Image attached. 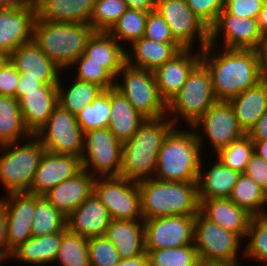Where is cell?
I'll list each match as a JSON object with an SVG mask.
<instances>
[{
  "mask_svg": "<svg viewBox=\"0 0 267 266\" xmlns=\"http://www.w3.org/2000/svg\"><path fill=\"white\" fill-rule=\"evenodd\" d=\"M216 49L210 44L204 47L201 62L210 73L218 101H230L261 82L258 50L221 48L219 53Z\"/></svg>",
  "mask_w": 267,
  "mask_h": 266,
  "instance_id": "obj_1",
  "label": "cell"
},
{
  "mask_svg": "<svg viewBox=\"0 0 267 266\" xmlns=\"http://www.w3.org/2000/svg\"><path fill=\"white\" fill-rule=\"evenodd\" d=\"M174 127L166 116L146 118L137 132L123 143L120 176L137 183L152 179L163 141Z\"/></svg>",
  "mask_w": 267,
  "mask_h": 266,
  "instance_id": "obj_2",
  "label": "cell"
},
{
  "mask_svg": "<svg viewBox=\"0 0 267 266\" xmlns=\"http://www.w3.org/2000/svg\"><path fill=\"white\" fill-rule=\"evenodd\" d=\"M176 128L163 141L153 178L173 182L197 181L204 137L193 128L190 132Z\"/></svg>",
  "mask_w": 267,
  "mask_h": 266,
  "instance_id": "obj_3",
  "label": "cell"
},
{
  "mask_svg": "<svg viewBox=\"0 0 267 266\" xmlns=\"http://www.w3.org/2000/svg\"><path fill=\"white\" fill-rule=\"evenodd\" d=\"M143 220L156 217L197 215V181L173 182L155 178L138 182Z\"/></svg>",
  "mask_w": 267,
  "mask_h": 266,
  "instance_id": "obj_4",
  "label": "cell"
},
{
  "mask_svg": "<svg viewBox=\"0 0 267 266\" xmlns=\"http://www.w3.org/2000/svg\"><path fill=\"white\" fill-rule=\"evenodd\" d=\"M94 32L89 24L51 22L36 18L32 40L64 71L72 67L84 53L88 39Z\"/></svg>",
  "mask_w": 267,
  "mask_h": 266,
  "instance_id": "obj_5",
  "label": "cell"
},
{
  "mask_svg": "<svg viewBox=\"0 0 267 266\" xmlns=\"http://www.w3.org/2000/svg\"><path fill=\"white\" fill-rule=\"evenodd\" d=\"M27 140L28 143L26 141L21 146L20 142L0 145V151H5L0 156V183L7 194L29 190L45 152L41 141L35 135Z\"/></svg>",
  "mask_w": 267,
  "mask_h": 266,
  "instance_id": "obj_6",
  "label": "cell"
},
{
  "mask_svg": "<svg viewBox=\"0 0 267 266\" xmlns=\"http://www.w3.org/2000/svg\"><path fill=\"white\" fill-rule=\"evenodd\" d=\"M216 101L210 73L200 61L189 73L182 88L166 104V115H173L170 120L175 127L178 116H182L191 128Z\"/></svg>",
  "mask_w": 267,
  "mask_h": 266,
  "instance_id": "obj_7",
  "label": "cell"
},
{
  "mask_svg": "<svg viewBox=\"0 0 267 266\" xmlns=\"http://www.w3.org/2000/svg\"><path fill=\"white\" fill-rule=\"evenodd\" d=\"M122 75V82L118 77ZM145 118L167 116L166 102L160 97L154 72L128 65L119 72L115 87Z\"/></svg>",
  "mask_w": 267,
  "mask_h": 266,
  "instance_id": "obj_8",
  "label": "cell"
},
{
  "mask_svg": "<svg viewBox=\"0 0 267 266\" xmlns=\"http://www.w3.org/2000/svg\"><path fill=\"white\" fill-rule=\"evenodd\" d=\"M122 148L123 143L108 127L86 132L81 157L83 169L94 177L120 176Z\"/></svg>",
  "mask_w": 267,
  "mask_h": 266,
  "instance_id": "obj_9",
  "label": "cell"
},
{
  "mask_svg": "<svg viewBox=\"0 0 267 266\" xmlns=\"http://www.w3.org/2000/svg\"><path fill=\"white\" fill-rule=\"evenodd\" d=\"M94 193L112 220H143L137 182L122 176H98L94 181Z\"/></svg>",
  "mask_w": 267,
  "mask_h": 266,
  "instance_id": "obj_10",
  "label": "cell"
},
{
  "mask_svg": "<svg viewBox=\"0 0 267 266\" xmlns=\"http://www.w3.org/2000/svg\"><path fill=\"white\" fill-rule=\"evenodd\" d=\"M35 136L47 152L82 157L85 133L76 116L60 105L54 109Z\"/></svg>",
  "mask_w": 267,
  "mask_h": 266,
  "instance_id": "obj_11",
  "label": "cell"
},
{
  "mask_svg": "<svg viewBox=\"0 0 267 266\" xmlns=\"http://www.w3.org/2000/svg\"><path fill=\"white\" fill-rule=\"evenodd\" d=\"M242 238L206 219L200 212L194 223V245L201 263L238 262Z\"/></svg>",
  "mask_w": 267,
  "mask_h": 266,
  "instance_id": "obj_12",
  "label": "cell"
},
{
  "mask_svg": "<svg viewBox=\"0 0 267 266\" xmlns=\"http://www.w3.org/2000/svg\"><path fill=\"white\" fill-rule=\"evenodd\" d=\"M156 10L169 25L174 39L183 48H192L191 44L197 37L200 51L209 44V28L185 0H156Z\"/></svg>",
  "mask_w": 267,
  "mask_h": 266,
  "instance_id": "obj_13",
  "label": "cell"
},
{
  "mask_svg": "<svg viewBox=\"0 0 267 266\" xmlns=\"http://www.w3.org/2000/svg\"><path fill=\"white\" fill-rule=\"evenodd\" d=\"M195 218L179 215L144 220L145 250L193 245Z\"/></svg>",
  "mask_w": 267,
  "mask_h": 266,
  "instance_id": "obj_14",
  "label": "cell"
},
{
  "mask_svg": "<svg viewBox=\"0 0 267 266\" xmlns=\"http://www.w3.org/2000/svg\"><path fill=\"white\" fill-rule=\"evenodd\" d=\"M223 33L222 48L258 50L265 42L258 26V20L233 16L224 9L209 28V44L216 46L217 38Z\"/></svg>",
  "mask_w": 267,
  "mask_h": 266,
  "instance_id": "obj_15",
  "label": "cell"
},
{
  "mask_svg": "<svg viewBox=\"0 0 267 266\" xmlns=\"http://www.w3.org/2000/svg\"><path fill=\"white\" fill-rule=\"evenodd\" d=\"M203 127L215 153L242 137L245 133L240 128L233 107L229 101H216L191 128Z\"/></svg>",
  "mask_w": 267,
  "mask_h": 266,
  "instance_id": "obj_16",
  "label": "cell"
},
{
  "mask_svg": "<svg viewBox=\"0 0 267 266\" xmlns=\"http://www.w3.org/2000/svg\"><path fill=\"white\" fill-rule=\"evenodd\" d=\"M36 18L34 0L17 8L0 9V52L10 55L31 42Z\"/></svg>",
  "mask_w": 267,
  "mask_h": 266,
  "instance_id": "obj_17",
  "label": "cell"
},
{
  "mask_svg": "<svg viewBox=\"0 0 267 266\" xmlns=\"http://www.w3.org/2000/svg\"><path fill=\"white\" fill-rule=\"evenodd\" d=\"M82 169L80 157L45 151L27 193L43 196L53 187L77 175Z\"/></svg>",
  "mask_w": 267,
  "mask_h": 266,
  "instance_id": "obj_18",
  "label": "cell"
},
{
  "mask_svg": "<svg viewBox=\"0 0 267 266\" xmlns=\"http://www.w3.org/2000/svg\"><path fill=\"white\" fill-rule=\"evenodd\" d=\"M9 57L16 70L25 78H37L43 84L58 85L61 68L33 40L15 49Z\"/></svg>",
  "mask_w": 267,
  "mask_h": 266,
  "instance_id": "obj_19",
  "label": "cell"
},
{
  "mask_svg": "<svg viewBox=\"0 0 267 266\" xmlns=\"http://www.w3.org/2000/svg\"><path fill=\"white\" fill-rule=\"evenodd\" d=\"M191 51V48H183L154 71L160 97L166 104L182 88L189 73L201 61V51L195 54Z\"/></svg>",
  "mask_w": 267,
  "mask_h": 266,
  "instance_id": "obj_20",
  "label": "cell"
},
{
  "mask_svg": "<svg viewBox=\"0 0 267 266\" xmlns=\"http://www.w3.org/2000/svg\"><path fill=\"white\" fill-rule=\"evenodd\" d=\"M18 104L26 128L35 135L59 105L57 85L44 84L37 90L23 91Z\"/></svg>",
  "mask_w": 267,
  "mask_h": 266,
  "instance_id": "obj_21",
  "label": "cell"
},
{
  "mask_svg": "<svg viewBox=\"0 0 267 266\" xmlns=\"http://www.w3.org/2000/svg\"><path fill=\"white\" fill-rule=\"evenodd\" d=\"M95 178L82 169L74 177L50 189L43 197L68 217L94 192Z\"/></svg>",
  "mask_w": 267,
  "mask_h": 266,
  "instance_id": "obj_22",
  "label": "cell"
},
{
  "mask_svg": "<svg viewBox=\"0 0 267 266\" xmlns=\"http://www.w3.org/2000/svg\"><path fill=\"white\" fill-rule=\"evenodd\" d=\"M199 212L223 229L246 238L253 217L246 209L234 204L229 198L199 199Z\"/></svg>",
  "mask_w": 267,
  "mask_h": 266,
  "instance_id": "obj_23",
  "label": "cell"
},
{
  "mask_svg": "<svg viewBox=\"0 0 267 266\" xmlns=\"http://www.w3.org/2000/svg\"><path fill=\"white\" fill-rule=\"evenodd\" d=\"M66 219L70 231L86 238L104 235L112 220L94 192Z\"/></svg>",
  "mask_w": 267,
  "mask_h": 266,
  "instance_id": "obj_24",
  "label": "cell"
},
{
  "mask_svg": "<svg viewBox=\"0 0 267 266\" xmlns=\"http://www.w3.org/2000/svg\"><path fill=\"white\" fill-rule=\"evenodd\" d=\"M37 18L63 23L89 24L96 0H34Z\"/></svg>",
  "mask_w": 267,
  "mask_h": 266,
  "instance_id": "obj_25",
  "label": "cell"
},
{
  "mask_svg": "<svg viewBox=\"0 0 267 266\" xmlns=\"http://www.w3.org/2000/svg\"><path fill=\"white\" fill-rule=\"evenodd\" d=\"M105 237L110 240L121 259L144 255V220H111Z\"/></svg>",
  "mask_w": 267,
  "mask_h": 266,
  "instance_id": "obj_26",
  "label": "cell"
},
{
  "mask_svg": "<svg viewBox=\"0 0 267 266\" xmlns=\"http://www.w3.org/2000/svg\"><path fill=\"white\" fill-rule=\"evenodd\" d=\"M131 47L133 53L126 51V63L153 72L183 49L179 43H160L144 36L134 41Z\"/></svg>",
  "mask_w": 267,
  "mask_h": 266,
  "instance_id": "obj_27",
  "label": "cell"
},
{
  "mask_svg": "<svg viewBox=\"0 0 267 266\" xmlns=\"http://www.w3.org/2000/svg\"><path fill=\"white\" fill-rule=\"evenodd\" d=\"M126 51L108 32H94L83 54L88 57V62L100 63L117 78L126 64Z\"/></svg>",
  "mask_w": 267,
  "mask_h": 266,
  "instance_id": "obj_28",
  "label": "cell"
},
{
  "mask_svg": "<svg viewBox=\"0 0 267 266\" xmlns=\"http://www.w3.org/2000/svg\"><path fill=\"white\" fill-rule=\"evenodd\" d=\"M202 163L197 180L198 198H229L241 173L224 166L218 159L209 171L202 173Z\"/></svg>",
  "mask_w": 267,
  "mask_h": 266,
  "instance_id": "obj_29",
  "label": "cell"
},
{
  "mask_svg": "<svg viewBox=\"0 0 267 266\" xmlns=\"http://www.w3.org/2000/svg\"><path fill=\"white\" fill-rule=\"evenodd\" d=\"M229 102L240 128L248 134L267 110V84L260 82L255 87L242 91Z\"/></svg>",
  "mask_w": 267,
  "mask_h": 266,
  "instance_id": "obj_30",
  "label": "cell"
},
{
  "mask_svg": "<svg viewBox=\"0 0 267 266\" xmlns=\"http://www.w3.org/2000/svg\"><path fill=\"white\" fill-rule=\"evenodd\" d=\"M143 117L115 88H111L109 131L122 143L129 140L139 129Z\"/></svg>",
  "mask_w": 267,
  "mask_h": 266,
  "instance_id": "obj_31",
  "label": "cell"
},
{
  "mask_svg": "<svg viewBox=\"0 0 267 266\" xmlns=\"http://www.w3.org/2000/svg\"><path fill=\"white\" fill-rule=\"evenodd\" d=\"M63 231L45 236H32L10 255L26 263L42 265L55 262L61 245Z\"/></svg>",
  "mask_w": 267,
  "mask_h": 266,
  "instance_id": "obj_32",
  "label": "cell"
},
{
  "mask_svg": "<svg viewBox=\"0 0 267 266\" xmlns=\"http://www.w3.org/2000/svg\"><path fill=\"white\" fill-rule=\"evenodd\" d=\"M30 137L32 134L25 126L18 100L0 95V145Z\"/></svg>",
  "mask_w": 267,
  "mask_h": 266,
  "instance_id": "obj_33",
  "label": "cell"
},
{
  "mask_svg": "<svg viewBox=\"0 0 267 266\" xmlns=\"http://www.w3.org/2000/svg\"><path fill=\"white\" fill-rule=\"evenodd\" d=\"M229 199L253 216L267 215L263 209L267 206V193L244 173L240 174Z\"/></svg>",
  "mask_w": 267,
  "mask_h": 266,
  "instance_id": "obj_34",
  "label": "cell"
},
{
  "mask_svg": "<svg viewBox=\"0 0 267 266\" xmlns=\"http://www.w3.org/2000/svg\"><path fill=\"white\" fill-rule=\"evenodd\" d=\"M73 83L65 91L62 87L64 84L62 85L61 81L58 82V103L63 109L76 116L85 105L91 104L105 90L97 84L75 78Z\"/></svg>",
  "mask_w": 267,
  "mask_h": 266,
  "instance_id": "obj_35",
  "label": "cell"
},
{
  "mask_svg": "<svg viewBox=\"0 0 267 266\" xmlns=\"http://www.w3.org/2000/svg\"><path fill=\"white\" fill-rule=\"evenodd\" d=\"M67 217L43 196L34 194L33 236L59 233L67 228Z\"/></svg>",
  "mask_w": 267,
  "mask_h": 266,
  "instance_id": "obj_36",
  "label": "cell"
},
{
  "mask_svg": "<svg viewBox=\"0 0 267 266\" xmlns=\"http://www.w3.org/2000/svg\"><path fill=\"white\" fill-rule=\"evenodd\" d=\"M111 109V89L103 91L91 104L76 115L77 122L84 133L109 126Z\"/></svg>",
  "mask_w": 267,
  "mask_h": 266,
  "instance_id": "obj_37",
  "label": "cell"
},
{
  "mask_svg": "<svg viewBox=\"0 0 267 266\" xmlns=\"http://www.w3.org/2000/svg\"><path fill=\"white\" fill-rule=\"evenodd\" d=\"M56 260L59 261L60 266H90L88 238L66 228L63 231Z\"/></svg>",
  "mask_w": 267,
  "mask_h": 266,
  "instance_id": "obj_38",
  "label": "cell"
},
{
  "mask_svg": "<svg viewBox=\"0 0 267 266\" xmlns=\"http://www.w3.org/2000/svg\"><path fill=\"white\" fill-rule=\"evenodd\" d=\"M150 266H200L195 245L145 250Z\"/></svg>",
  "mask_w": 267,
  "mask_h": 266,
  "instance_id": "obj_39",
  "label": "cell"
},
{
  "mask_svg": "<svg viewBox=\"0 0 267 266\" xmlns=\"http://www.w3.org/2000/svg\"><path fill=\"white\" fill-rule=\"evenodd\" d=\"M147 15L148 12L128 8L108 33L118 43L124 40L132 44L144 36Z\"/></svg>",
  "mask_w": 267,
  "mask_h": 266,
  "instance_id": "obj_40",
  "label": "cell"
},
{
  "mask_svg": "<svg viewBox=\"0 0 267 266\" xmlns=\"http://www.w3.org/2000/svg\"><path fill=\"white\" fill-rule=\"evenodd\" d=\"M217 159L226 167L244 173L247 163L254 154V143L248 134H244L234 142L216 153Z\"/></svg>",
  "mask_w": 267,
  "mask_h": 266,
  "instance_id": "obj_41",
  "label": "cell"
},
{
  "mask_svg": "<svg viewBox=\"0 0 267 266\" xmlns=\"http://www.w3.org/2000/svg\"><path fill=\"white\" fill-rule=\"evenodd\" d=\"M127 9L125 0H96L89 25L95 32H108Z\"/></svg>",
  "mask_w": 267,
  "mask_h": 266,
  "instance_id": "obj_42",
  "label": "cell"
},
{
  "mask_svg": "<svg viewBox=\"0 0 267 266\" xmlns=\"http://www.w3.org/2000/svg\"><path fill=\"white\" fill-rule=\"evenodd\" d=\"M249 242L244 249L243 255L256 261L267 260V215L253 216L246 238ZM253 257V258H252Z\"/></svg>",
  "mask_w": 267,
  "mask_h": 266,
  "instance_id": "obj_43",
  "label": "cell"
},
{
  "mask_svg": "<svg viewBox=\"0 0 267 266\" xmlns=\"http://www.w3.org/2000/svg\"><path fill=\"white\" fill-rule=\"evenodd\" d=\"M72 66L78 67L75 78L80 81L97 84L104 90L115 87L116 78L100 63L88 62V57L84 54L76 59Z\"/></svg>",
  "mask_w": 267,
  "mask_h": 266,
  "instance_id": "obj_44",
  "label": "cell"
},
{
  "mask_svg": "<svg viewBox=\"0 0 267 266\" xmlns=\"http://www.w3.org/2000/svg\"><path fill=\"white\" fill-rule=\"evenodd\" d=\"M88 253L90 266H115L120 260V254L105 235L88 238Z\"/></svg>",
  "mask_w": 267,
  "mask_h": 266,
  "instance_id": "obj_45",
  "label": "cell"
},
{
  "mask_svg": "<svg viewBox=\"0 0 267 266\" xmlns=\"http://www.w3.org/2000/svg\"><path fill=\"white\" fill-rule=\"evenodd\" d=\"M6 219L33 220L34 194L27 192L10 193L1 198Z\"/></svg>",
  "mask_w": 267,
  "mask_h": 266,
  "instance_id": "obj_46",
  "label": "cell"
},
{
  "mask_svg": "<svg viewBox=\"0 0 267 266\" xmlns=\"http://www.w3.org/2000/svg\"><path fill=\"white\" fill-rule=\"evenodd\" d=\"M144 37L160 43H178L172 36L169 25L157 10L148 12Z\"/></svg>",
  "mask_w": 267,
  "mask_h": 266,
  "instance_id": "obj_47",
  "label": "cell"
},
{
  "mask_svg": "<svg viewBox=\"0 0 267 266\" xmlns=\"http://www.w3.org/2000/svg\"><path fill=\"white\" fill-rule=\"evenodd\" d=\"M8 256L21 244L30 239L32 234V220L6 219Z\"/></svg>",
  "mask_w": 267,
  "mask_h": 266,
  "instance_id": "obj_48",
  "label": "cell"
},
{
  "mask_svg": "<svg viewBox=\"0 0 267 266\" xmlns=\"http://www.w3.org/2000/svg\"><path fill=\"white\" fill-rule=\"evenodd\" d=\"M196 16L210 28L224 9L225 0H185Z\"/></svg>",
  "mask_w": 267,
  "mask_h": 266,
  "instance_id": "obj_49",
  "label": "cell"
},
{
  "mask_svg": "<svg viewBox=\"0 0 267 266\" xmlns=\"http://www.w3.org/2000/svg\"><path fill=\"white\" fill-rule=\"evenodd\" d=\"M266 0H225L224 10L243 18L258 19Z\"/></svg>",
  "mask_w": 267,
  "mask_h": 266,
  "instance_id": "obj_50",
  "label": "cell"
},
{
  "mask_svg": "<svg viewBox=\"0 0 267 266\" xmlns=\"http://www.w3.org/2000/svg\"><path fill=\"white\" fill-rule=\"evenodd\" d=\"M244 174L255 181L267 193V161L254 153L247 163Z\"/></svg>",
  "mask_w": 267,
  "mask_h": 266,
  "instance_id": "obj_51",
  "label": "cell"
},
{
  "mask_svg": "<svg viewBox=\"0 0 267 266\" xmlns=\"http://www.w3.org/2000/svg\"><path fill=\"white\" fill-rule=\"evenodd\" d=\"M20 78V73L15 66L9 61L0 70V95L15 98L16 87Z\"/></svg>",
  "mask_w": 267,
  "mask_h": 266,
  "instance_id": "obj_52",
  "label": "cell"
},
{
  "mask_svg": "<svg viewBox=\"0 0 267 266\" xmlns=\"http://www.w3.org/2000/svg\"><path fill=\"white\" fill-rule=\"evenodd\" d=\"M44 84L37 78H25V75H20L18 85L16 87L15 98L18 100L23 91H32L41 88Z\"/></svg>",
  "mask_w": 267,
  "mask_h": 266,
  "instance_id": "obj_53",
  "label": "cell"
},
{
  "mask_svg": "<svg viewBox=\"0 0 267 266\" xmlns=\"http://www.w3.org/2000/svg\"><path fill=\"white\" fill-rule=\"evenodd\" d=\"M252 141L267 140V110L248 133Z\"/></svg>",
  "mask_w": 267,
  "mask_h": 266,
  "instance_id": "obj_54",
  "label": "cell"
},
{
  "mask_svg": "<svg viewBox=\"0 0 267 266\" xmlns=\"http://www.w3.org/2000/svg\"><path fill=\"white\" fill-rule=\"evenodd\" d=\"M0 250L8 255L7 222L4 206L0 197Z\"/></svg>",
  "mask_w": 267,
  "mask_h": 266,
  "instance_id": "obj_55",
  "label": "cell"
},
{
  "mask_svg": "<svg viewBox=\"0 0 267 266\" xmlns=\"http://www.w3.org/2000/svg\"><path fill=\"white\" fill-rule=\"evenodd\" d=\"M130 9L151 12L156 10V0H125Z\"/></svg>",
  "mask_w": 267,
  "mask_h": 266,
  "instance_id": "obj_56",
  "label": "cell"
},
{
  "mask_svg": "<svg viewBox=\"0 0 267 266\" xmlns=\"http://www.w3.org/2000/svg\"><path fill=\"white\" fill-rule=\"evenodd\" d=\"M261 82L267 84V41L258 49Z\"/></svg>",
  "mask_w": 267,
  "mask_h": 266,
  "instance_id": "obj_57",
  "label": "cell"
},
{
  "mask_svg": "<svg viewBox=\"0 0 267 266\" xmlns=\"http://www.w3.org/2000/svg\"><path fill=\"white\" fill-rule=\"evenodd\" d=\"M115 266H150L147 253L138 257L121 259Z\"/></svg>",
  "mask_w": 267,
  "mask_h": 266,
  "instance_id": "obj_58",
  "label": "cell"
},
{
  "mask_svg": "<svg viewBox=\"0 0 267 266\" xmlns=\"http://www.w3.org/2000/svg\"><path fill=\"white\" fill-rule=\"evenodd\" d=\"M258 26L261 35L265 41H267V0L265 1L263 8L258 16Z\"/></svg>",
  "mask_w": 267,
  "mask_h": 266,
  "instance_id": "obj_59",
  "label": "cell"
},
{
  "mask_svg": "<svg viewBox=\"0 0 267 266\" xmlns=\"http://www.w3.org/2000/svg\"><path fill=\"white\" fill-rule=\"evenodd\" d=\"M254 153L267 161V140L253 141Z\"/></svg>",
  "mask_w": 267,
  "mask_h": 266,
  "instance_id": "obj_60",
  "label": "cell"
},
{
  "mask_svg": "<svg viewBox=\"0 0 267 266\" xmlns=\"http://www.w3.org/2000/svg\"><path fill=\"white\" fill-rule=\"evenodd\" d=\"M30 0H0V9L17 8L27 4Z\"/></svg>",
  "mask_w": 267,
  "mask_h": 266,
  "instance_id": "obj_61",
  "label": "cell"
},
{
  "mask_svg": "<svg viewBox=\"0 0 267 266\" xmlns=\"http://www.w3.org/2000/svg\"><path fill=\"white\" fill-rule=\"evenodd\" d=\"M200 266H240L239 262L201 263Z\"/></svg>",
  "mask_w": 267,
  "mask_h": 266,
  "instance_id": "obj_62",
  "label": "cell"
},
{
  "mask_svg": "<svg viewBox=\"0 0 267 266\" xmlns=\"http://www.w3.org/2000/svg\"><path fill=\"white\" fill-rule=\"evenodd\" d=\"M10 61V57L6 53L0 52V70Z\"/></svg>",
  "mask_w": 267,
  "mask_h": 266,
  "instance_id": "obj_63",
  "label": "cell"
},
{
  "mask_svg": "<svg viewBox=\"0 0 267 266\" xmlns=\"http://www.w3.org/2000/svg\"><path fill=\"white\" fill-rule=\"evenodd\" d=\"M9 256L2 250H0V264L5 260V258H8Z\"/></svg>",
  "mask_w": 267,
  "mask_h": 266,
  "instance_id": "obj_64",
  "label": "cell"
}]
</instances>
